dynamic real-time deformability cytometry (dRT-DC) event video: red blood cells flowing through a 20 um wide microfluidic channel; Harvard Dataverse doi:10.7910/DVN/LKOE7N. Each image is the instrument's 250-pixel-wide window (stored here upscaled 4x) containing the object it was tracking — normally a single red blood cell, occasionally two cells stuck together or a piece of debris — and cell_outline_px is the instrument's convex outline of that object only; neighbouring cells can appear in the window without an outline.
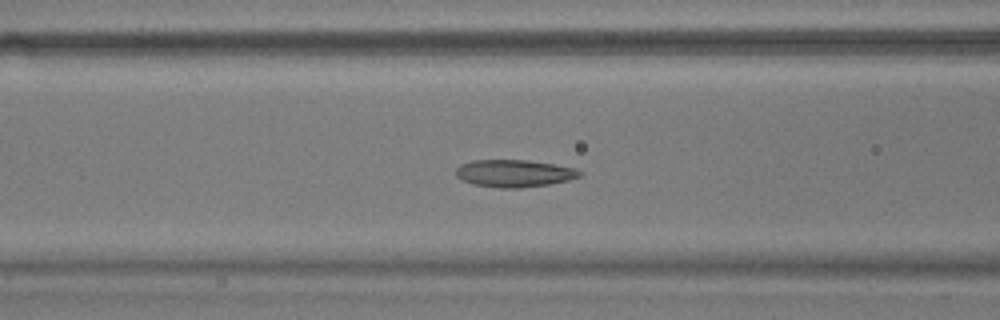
{"species": "common noctule bat (a hibernating species)", "species_latin": "Nyctalus noctula", "temperature_condition": "warm", "stored_images_in_passage": 47, "camera_frame_rate_fps": 3000, "um_per_image_px": 0.085, "animal": {"sex": "male", "body_mass_g": 17.9}, "frame": {"image": 1, "passage_image": 22, "time_ms": 7.0, "image_size_px": [1000, 320], "cell_outline_px": [[580, 176], [568, 180], [548, 184], [520, 188], [500, 188], [472, 184], [456, 176], [456, 168], [460, 164], [472, 160], [528, 160], [576, 168], [580, 172]], "centroid_in_image_um": [43.67, 14.73], "position_along_channel_um": 122.9, "area_um2": 19.59}}
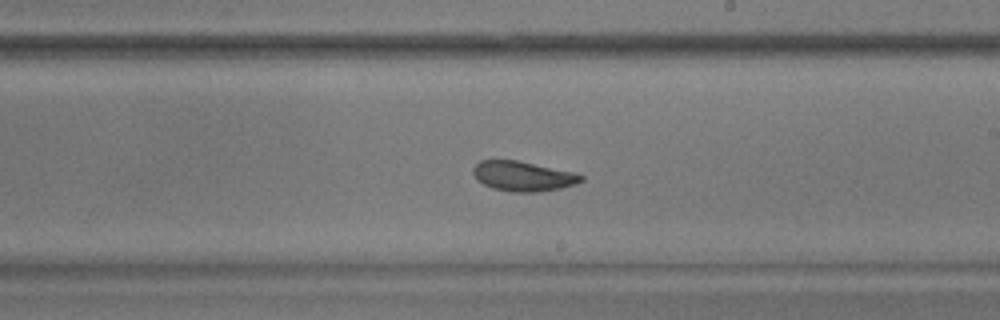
{"frame": {"image": 2, "passage_image": 32, "time_ms": 10.333, "image_size_px": [1000, 320], "cell_outline_px": [[584, 180], [576, 184], [560, 188], [536, 192], [512, 192], [492, 188], [476, 180], [472, 172], [472, 168], [480, 160], [516, 160], [572, 172], [584, 176]], "centroid_in_image_um": [44.42, 14.98], "position_along_channel_um": 244.6, "area_um2": 18.73}}
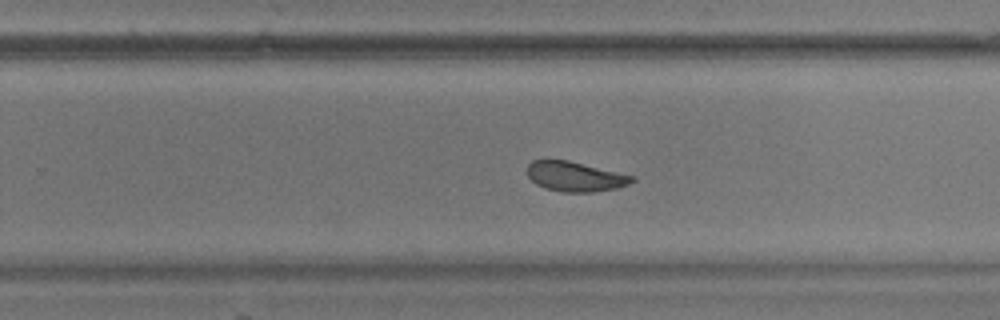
{"frame": {"image": 3, "passage_image": 35, "time_ms": 11.333, "image_size_px": [1000, 320], "cell_outline_px": [[636, 180], [628, 184], [616, 188], [592, 192], [564, 192], [544, 188], [536, 184], [528, 176], [528, 164], [532, 160], [568, 160], [636, 176]], "centroid_in_image_um": [48.91, 15.0], "position_along_channel_um": 280.9, "area_um2": 18.21}, "authors_computed_cell_mechanics": {"area_um2": 19.5942, "velocity_mm_per_s": 3.6494, "shape_relaxation_time_tau1_ms": 3.8552, "shape_relaxation_time_tau2_ms": 1.5876, "deformation_change_tau1": 0.1292, "deformation_change_tau2": 0.0811}}